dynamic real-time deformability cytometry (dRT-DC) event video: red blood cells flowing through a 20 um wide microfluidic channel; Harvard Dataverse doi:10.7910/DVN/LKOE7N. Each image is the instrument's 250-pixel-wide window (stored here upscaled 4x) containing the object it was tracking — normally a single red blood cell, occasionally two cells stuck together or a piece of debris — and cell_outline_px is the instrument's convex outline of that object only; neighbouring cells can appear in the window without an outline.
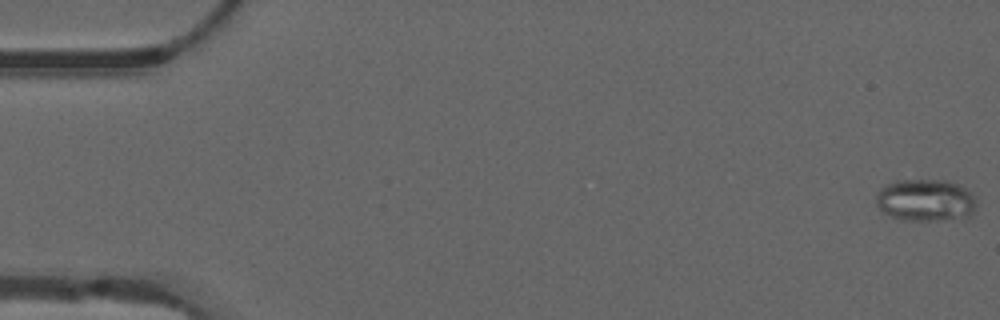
{"species": "common noctule bat (a hibernating species)", "species_latin": "Nyctalus noctula", "temperature_condition": "warm", "stored_images_in_passage": 47, "segment_of_instrument_passage": [1, 2], "camera_frame_rate_fps": 3000, "um_per_image_px": 0.085, "animal": {"sex": "male", "forearm_length_mm": 52.5}, "frame": {"image": 1, "passage_image": 1, "time_ms": 0.0, "image_size_px": [1000, 320], "cell_outline_px": [[976, 204], [972, 216], [932, 220], [904, 220], [892, 216], [884, 212], [876, 204], [876, 192], [884, 184], [896, 180], [948, 180], [960, 184], [976, 196]], "centroid_in_image_um": [78.68, 16.99], "position_along_channel_um": 6.3, "area_um2": 24.85}}